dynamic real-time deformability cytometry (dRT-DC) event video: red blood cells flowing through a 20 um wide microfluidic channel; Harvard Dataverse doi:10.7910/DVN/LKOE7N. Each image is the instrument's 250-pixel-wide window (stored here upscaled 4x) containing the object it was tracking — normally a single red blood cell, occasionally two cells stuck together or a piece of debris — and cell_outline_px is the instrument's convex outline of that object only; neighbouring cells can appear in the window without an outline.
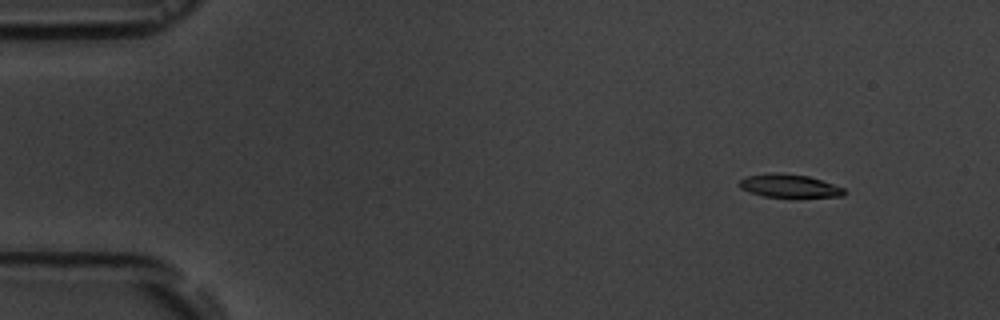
{"species": "common noctule bat (a hibernating species)", "species_latin": "Nyctalus noctula", "temperature_condition": "room temperature", "stored_images_in_passage": 6, "camera_frame_rate_fps": 3000, "um_per_image_px": 0.085, "animal": {"sex": "male", "body_mass_g": 19.5, "forearm_length_mm": 54.6}, "frame": {"image": 1, "passage_image": 2, "time_ms": 1.333, "image_size_px": [1000, 320], "cell_outline_px": [[848, 192], [844, 196], [764, 196], [748, 192], [740, 188], [740, 180], [748, 176], [772, 172], [776, 172], [808, 176], [844, 188]], "centroid_in_image_um": [67.08, 15.79], "position_along_channel_um": 17.9, "area_um2": 13.81}}
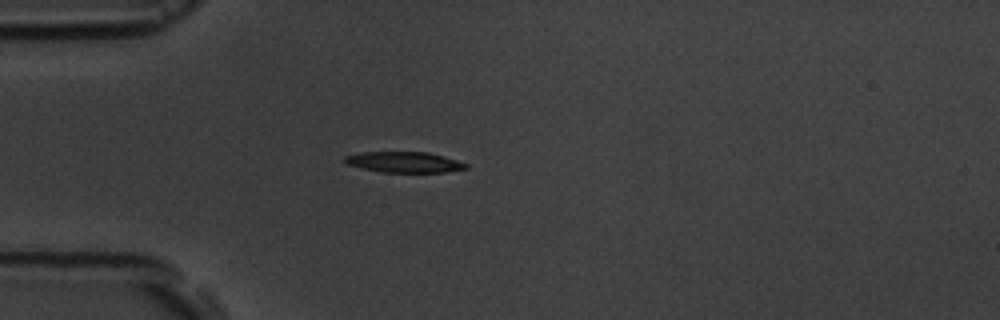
{"frame": {"image": 2, "passage_image": 5, "time_ms": 4.667, "image_size_px": [1000, 320], "cell_outline_px": [[468, 168], [444, 172], [380, 172], [348, 164], [344, 160], [344, 156], [360, 152], [428, 152], [444, 156], [468, 164]], "centroid_in_image_um": [34.37, 13.77], "position_along_channel_um": 50.6, "area_um2": 14.51}}